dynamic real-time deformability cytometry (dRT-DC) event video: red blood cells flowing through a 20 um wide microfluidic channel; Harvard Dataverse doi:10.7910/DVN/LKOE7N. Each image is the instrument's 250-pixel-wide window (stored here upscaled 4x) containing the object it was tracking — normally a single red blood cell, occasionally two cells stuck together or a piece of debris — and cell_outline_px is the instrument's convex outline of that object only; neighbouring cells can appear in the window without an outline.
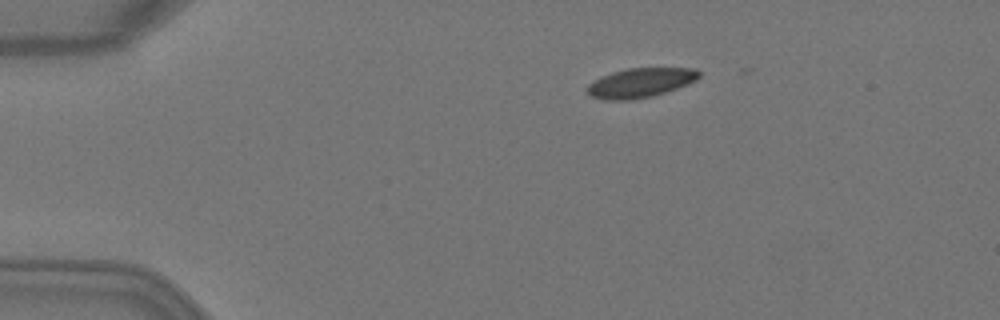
{"species": "Egyptian fruit bat (a non-hibernating species)", "species_latin": "Rousettus aegyptiacus", "temperature_condition": "warm", "stored_images_in_passage": 5, "camera_frame_rate_fps": 3000, "um_per_image_px": 0.085, "animal": {"sex": "female"}, "frame": {"image": 1, "passage_image": 3, "time_ms": 0.667, "image_size_px": [1000, 320], "cell_outline_px": [[700, 76], [696, 80], [688, 84], [652, 96], [632, 100], [604, 100], [592, 96], [588, 92], [588, 84], [604, 76], [628, 68], [696, 68], [700, 72]], "centroid_in_image_um": [54.48, 7.04], "position_along_channel_um": 30.5, "area_um2": 18.84}}